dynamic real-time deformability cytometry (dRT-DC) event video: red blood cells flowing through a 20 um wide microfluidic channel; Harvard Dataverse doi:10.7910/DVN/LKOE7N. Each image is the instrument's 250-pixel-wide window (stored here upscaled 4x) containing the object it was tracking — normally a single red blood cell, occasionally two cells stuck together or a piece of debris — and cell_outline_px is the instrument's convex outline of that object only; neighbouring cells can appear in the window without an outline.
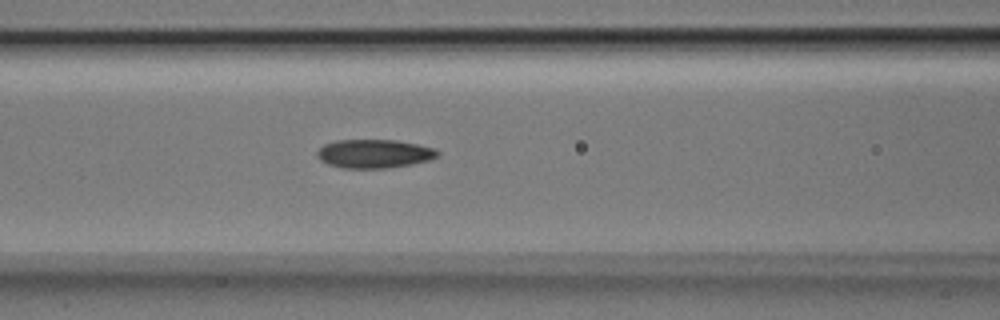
{"species": "Egyptian fruit bat (a non-hibernating species)", "species_latin": "Rousettus aegyptiacus", "temperature_condition": "room temperature", "stored_images_in_passage": 26, "camera_frame_rate_fps": 3000, "um_per_image_px": 0.085, "animal": {"sex": "male"}, "frame": {"image": 1, "passage_image": 11, "time_ms": 3.333, "image_size_px": [1000, 320], "cell_outline_px": [[440, 152], [436, 156], [428, 160], [412, 164], [388, 168], [340, 168], [328, 164], [320, 160], [316, 156], [316, 152], [324, 144], [336, 140], [396, 140], [436, 148]], "centroid_in_image_um": [31.78, 13.06], "position_along_channel_um": 134.8, "area_um2": 20.17}}
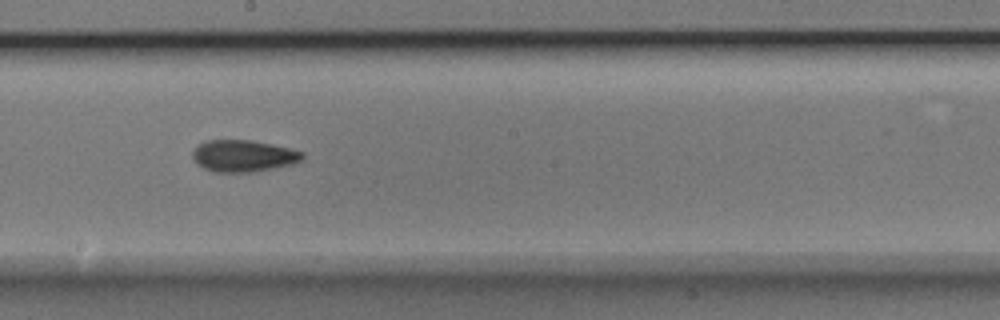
{"frame": {"image": 2, "passage_image": 18, "time_ms": 5.667, "image_size_px": [1000, 320], "cell_outline_px": [[304, 156], [300, 160], [292, 164], [276, 168], [252, 172], [212, 172], [196, 164], [192, 156], [192, 152], [200, 144], [208, 140], [252, 140], [272, 144], [304, 152]], "centroid_in_image_um": [20.68, 13.26], "position_along_channel_um": 227.5, "area_um2": 20.35}}
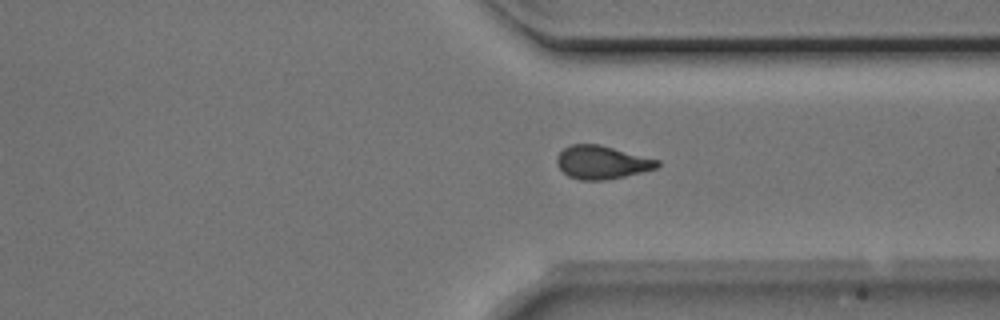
{"frame": {"image": 3, "passage_image": 25, "time_ms": 8.0, "image_size_px": [1000, 320], "cell_outline_px": [[660, 164], [656, 168], [624, 176], [604, 180], [580, 180], [568, 176], [556, 164], [556, 156], [564, 148], [572, 144], [600, 144], [660, 160]], "centroid_in_image_um": [51.14, 13.79], "position_along_channel_um": 360.3, "area_um2": 19.42}}